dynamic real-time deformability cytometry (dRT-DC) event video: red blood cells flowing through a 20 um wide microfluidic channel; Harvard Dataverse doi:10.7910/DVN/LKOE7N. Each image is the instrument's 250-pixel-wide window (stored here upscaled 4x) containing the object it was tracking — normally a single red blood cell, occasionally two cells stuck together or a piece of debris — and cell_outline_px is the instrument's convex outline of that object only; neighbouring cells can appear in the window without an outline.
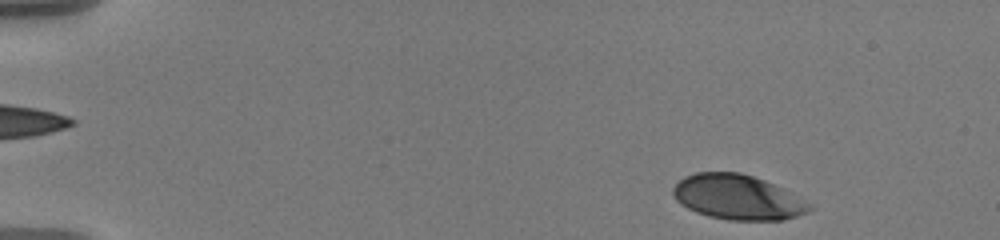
{"species": "human", "species_latin": "Homo sapiens", "temperature_condition": "warm", "stored_images_in_passage": 53, "camera_frame_rate_fps": 3000, "um_per_image_px": 0.085, "donor": {"sex": "male"}, "frame": {"image": 1, "passage_image": 3, "time_ms": 0.667, "image_size_px": [1000, 240], "cell_outline_px": [[812, 208], [808, 212], [784, 220], [728, 220], [708, 216], [696, 212], [680, 204], [676, 200], [672, 192], [672, 188], [684, 176], [696, 172], [740, 172], [764, 180], [784, 188], [812, 204]], "centroid_in_image_um": [62.7, 16.76], "position_along_channel_um": 22.3, "area_um2": 35.84}}
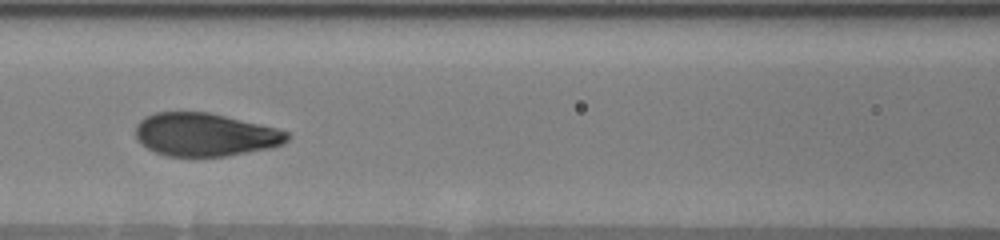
{"frame": {"image": 2, "passage_image": 23, "time_ms": 7.333, "image_size_px": [1000, 240], "cell_outline_px": [[288, 140], [284, 144], [268, 148], [224, 156], [168, 156], [156, 152], [148, 148], [136, 140], [136, 124], [144, 116], [156, 112], [208, 112], [260, 124], [276, 128], [288, 132]], "centroid_in_image_um": [17.39, 11.43], "position_along_channel_um": 149.2, "area_um2": 37.86}}
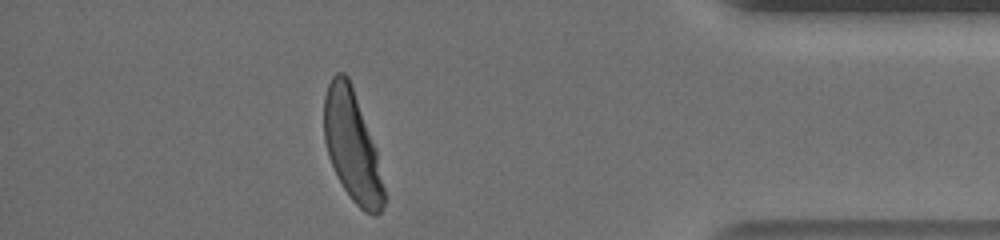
{"frame": {"image": 3, "passage_image": 47, "time_ms": 15.333, "image_size_px": [1000, 240], "cell_outline_px": [[384, 204], [380, 212], [376, 216], [372, 216], [364, 212], [352, 200], [344, 188], [328, 156], [324, 140], [324, 96], [328, 84], [332, 76], [336, 72], [344, 72], [348, 76], [376, 148], [384, 188]], "centroid_in_image_um": [29.92, 12.41], "position_along_channel_um": 405.3, "area_um2": 38.32}, "authors_computed_cell_mechanics": {"area_um2": 38.6682, "velocity_mm_per_s": 3.5876, "shape_relaxation_time_tau1_ms": 3.5326, "shape_relaxation_time_tau2_ms": null, "deformation_change_tau1": 0.1747, "deformation_change_tau2": null}}